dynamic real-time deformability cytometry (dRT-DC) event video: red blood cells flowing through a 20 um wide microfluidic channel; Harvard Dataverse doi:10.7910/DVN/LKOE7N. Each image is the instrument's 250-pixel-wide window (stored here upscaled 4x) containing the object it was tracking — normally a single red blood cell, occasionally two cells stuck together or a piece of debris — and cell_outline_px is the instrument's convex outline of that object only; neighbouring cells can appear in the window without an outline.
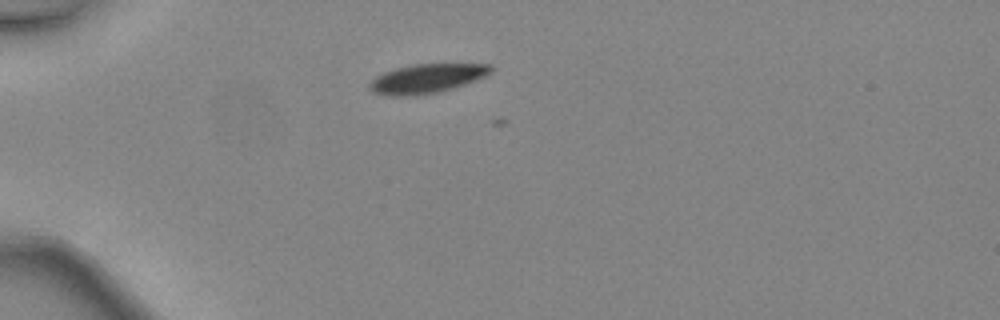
{"species": "common noctule bat (a hibernating species)", "species_latin": "Nyctalus noctula", "temperature_condition": "warm", "stored_images_in_passage": 3, "camera_frame_rate_fps": 3000, "um_per_image_px": 0.085, "animal": {"sex": "female", "body_mass_g": 24.6, "forearm_length_mm": 56.2}, "frame": {"image": 1, "passage_image": 1, "time_ms": 0.0, "image_size_px": [1000, 320], "cell_outline_px": [[492, 72], [476, 80], [452, 88], [436, 92], [412, 96], [392, 96], [372, 92], [368, 88], [368, 84], [376, 76], [384, 72], [396, 68], [412, 64], [492, 64]], "centroid_in_image_um": [36.25, 6.67], "position_along_channel_um": 48.8, "area_um2": 20.52}}